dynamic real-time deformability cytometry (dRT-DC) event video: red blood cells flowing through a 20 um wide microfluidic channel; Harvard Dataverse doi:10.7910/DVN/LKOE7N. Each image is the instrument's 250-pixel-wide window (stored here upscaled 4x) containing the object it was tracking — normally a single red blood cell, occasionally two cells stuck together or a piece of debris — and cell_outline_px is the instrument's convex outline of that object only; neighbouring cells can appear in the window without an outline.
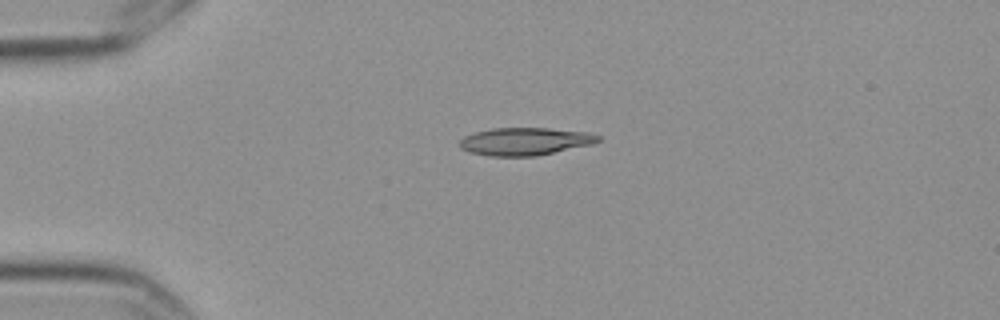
{"species": "Egyptian fruit bat (a non-hibernating species)", "species_latin": "Rousettus aegyptiacus", "temperature_condition": "cold", "stored_images_in_passage": 3, "camera_frame_rate_fps": 3000, "um_per_image_px": 0.085, "frame": {"image": 1, "passage_image": 1, "time_ms": 0.0, "image_size_px": [1000, 320], "cell_outline_px": [[600, 140], [592, 144], [536, 156], [488, 156], [468, 152], [460, 148], [460, 140], [464, 136], [476, 132], [492, 128], [548, 128], [588, 132], [600, 136]], "centroid_in_image_um": [44.61, 12.02], "position_along_channel_um": 40.4, "area_um2": 22.31}}
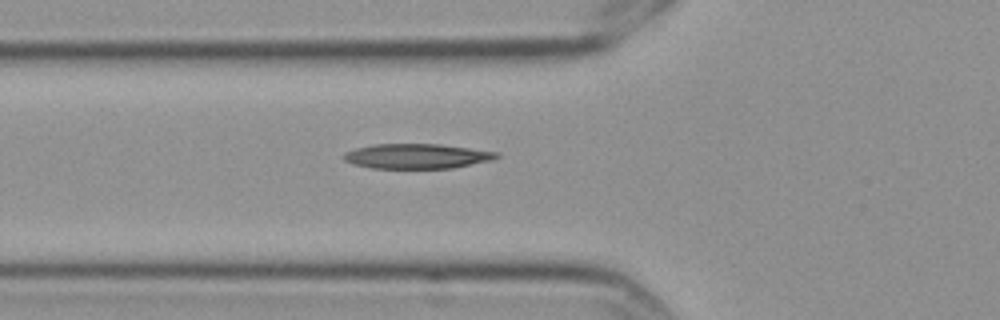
{"frame": {"image": 2, "passage_image": 3, "time_ms": 0.667, "image_size_px": [1000, 320], "cell_outline_px": [[500, 156], [492, 160], [452, 168], [372, 168], [352, 164], [344, 160], [344, 152], [356, 148], [372, 144], [440, 144], [500, 152]], "centroid_in_image_um": [35.44, 13.27], "position_along_channel_um": 90.4, "area_um2": 22.2}}